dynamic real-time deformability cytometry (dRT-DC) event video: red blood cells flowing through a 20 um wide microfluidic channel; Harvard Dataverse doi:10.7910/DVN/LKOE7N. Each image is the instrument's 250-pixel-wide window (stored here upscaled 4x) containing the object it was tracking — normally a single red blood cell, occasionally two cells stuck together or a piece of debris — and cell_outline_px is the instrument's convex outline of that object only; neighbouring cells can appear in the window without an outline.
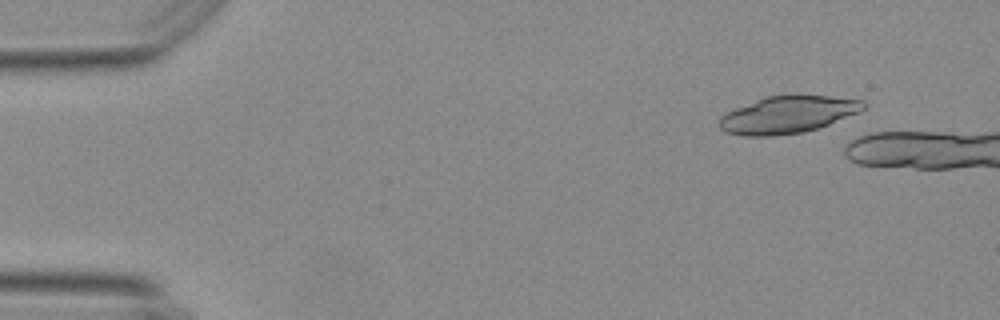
{"species": "Egyptian fruit bat (a non-hibernating species)", "species_latin": "Rousettus aegyptiacus", "temperature_condition": "warm", "stored_images_in_passage": 8, "camera_frame_rate_fps": 3000, "um_per_image_px": 0.085, "animal": {"sex": "female"}, "frame": {"image": 1, "passage_image": 1, "time_ms": 0.0, "image_size_px": [1000, 320], "cell_outline_px": [[868, 104], [860, 112], [828, 124], [804, 132], [772, 136], [744, 136], [724, 132], [716, 124], [720, 116], [736, 108], [764, 96], [788, 92], [796, 92], [864, 100]], "centroid_in_image_um": [66.96, 9.7], "position_along_channel_um": 18.0, "area_um2": 32.19}}